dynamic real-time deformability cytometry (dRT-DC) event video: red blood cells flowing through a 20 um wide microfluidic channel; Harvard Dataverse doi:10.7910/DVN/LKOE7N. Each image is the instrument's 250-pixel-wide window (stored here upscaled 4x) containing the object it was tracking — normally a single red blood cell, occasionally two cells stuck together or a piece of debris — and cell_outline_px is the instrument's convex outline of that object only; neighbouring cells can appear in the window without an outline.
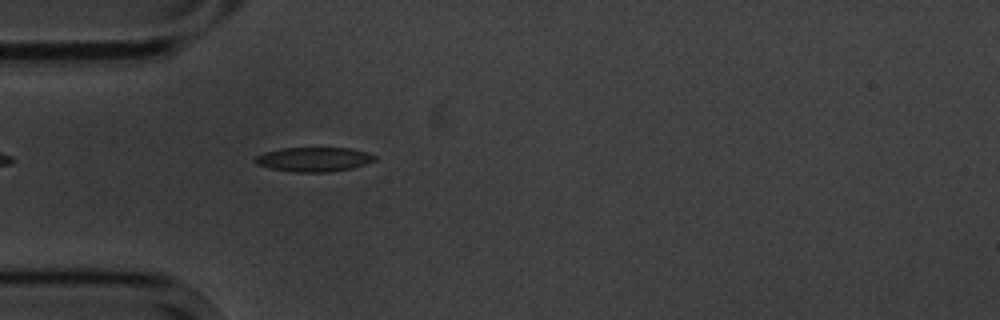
{"species": "common noctule bat (a hibernating species)", "species_latin": "Nyctalus noctula", "temperature_condition": "cold", "stored_images_in_passage": 1, "camera_frame_rate_fps": 3000, "um_per_image_px": 0.085, "animal": {"sex": "male", "body_mass_g": 20.1, "forearm_length_mm": 53.5}, "frame": {"image": 1, "passage_image": 1, "time_ms": 0.0, "image_size_px": [1000, 320], "cell_outline_px": [[376, 160], [352, 168], [332, 172], [296, 172], [272, 168], [256, 164], [252, 160], [256, 156], [264, 152], [280, 148], [352, 148], [368, 152], [376, 156]], "centroid_in_image_um": [26.68, 13.54], "position_along_channel_um": 58.3, "area_um2": 17.05}}